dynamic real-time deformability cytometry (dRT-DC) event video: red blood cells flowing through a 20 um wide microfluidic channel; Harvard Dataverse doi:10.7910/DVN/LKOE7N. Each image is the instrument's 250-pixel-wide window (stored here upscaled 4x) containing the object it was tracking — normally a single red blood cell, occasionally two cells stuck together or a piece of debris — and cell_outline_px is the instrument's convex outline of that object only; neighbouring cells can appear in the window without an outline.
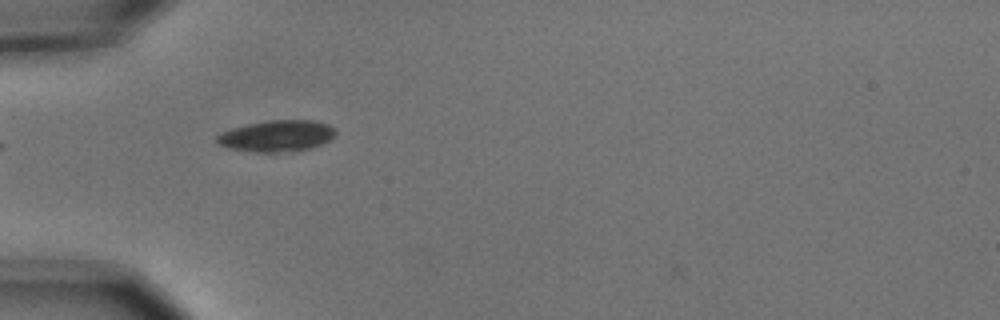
{"species": "common noctule bat (a hibernating species)", "species_latin": "Nyctalus noctula", "temperature_condition": "cold", "stored_images_in_passage": 2, "camera_frame_rate_fps": 3000, "um_per_image_px": 0.085, "animal": {"sex": "male", "body_mass_g": 15.6}, "frame": {"image": 1, "passage_image": 1, "time_ms": 0.0, "image_size_px": [1000, 320], "cell_outline_px": [[336, 132], [328, 140], [320, 144], [296, 152], [252, 152], [228, 148], [220, 144], [216, 140], [216, 136], [232, 128], [248, 124], [268, 120], [312, 120], [328, 124]], "centroid_in_image_um": [23.51, 11.56], "position_along_channel_um": 61.5, "area_um2": 21.5}}
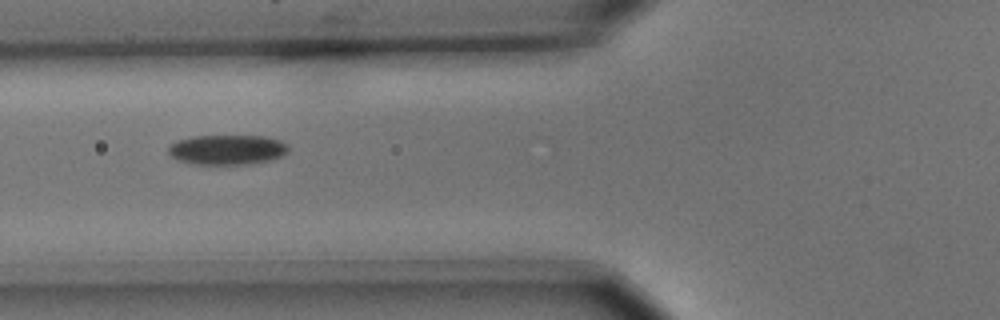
{"frame": {"image": 2, "passage_image": 2, "time_ms": 0.333, "image_size_px": [1000, 320], "cell_outline_px": [[288, 152], [280, 156], [268, 160], [248, 164], [196, 164], [176, 160], [168, 156], [168, 148], [176, 140], [192, 136], [264, 136], [280, 140], [288, 144]], "centroid_in_image_um": [19.27, 12.72], "position_along_channel_um": 106.5, "area_um2": 20.98}}